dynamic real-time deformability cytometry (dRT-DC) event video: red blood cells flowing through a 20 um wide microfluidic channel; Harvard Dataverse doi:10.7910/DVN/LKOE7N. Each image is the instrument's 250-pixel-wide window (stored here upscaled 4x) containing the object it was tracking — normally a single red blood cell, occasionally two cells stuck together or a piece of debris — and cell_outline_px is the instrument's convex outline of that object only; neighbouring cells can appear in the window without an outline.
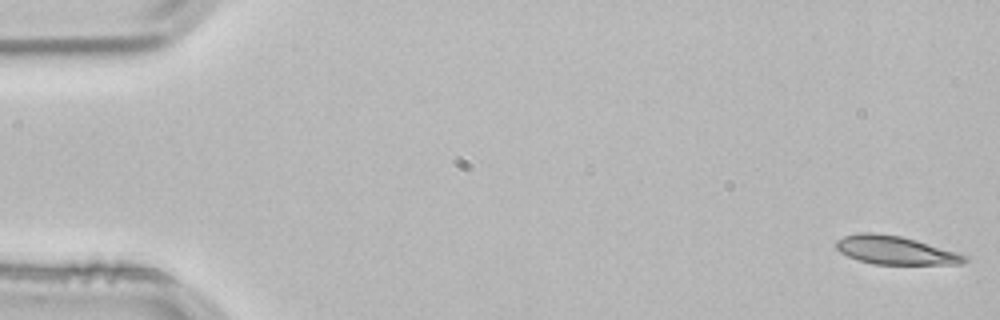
{"species": "common noctule bat (a hibernating species)", "species_latin": "Nyctalus noctula", "temperature_condition": "room temperature", "stored_images_in_passage": 53, "camera_frame_rate_fps": 3000, "um_per_image_px": 0.085, "animal": {"sex": "male", "body_mass_g": 21.5, "forearm_length_mm": 52.0}, "frame": {"image": 1, "passage_image": 1, "time_ms": 0.0, "image_size_px": [1000, 320], "cell_outline_px": [[968, 260], [964, 264], [872, 264], [848, 256], [840, 252], [836, 248], [836, 240], [844, 236], [860, 232], [876, 232], [900, 236], [916, 240], [956, 252], [968, 256]], "centroid_in_image_um": [76.09, 21.26], "position_along_channel_um": 8.9, "area_um2": 21.21}}
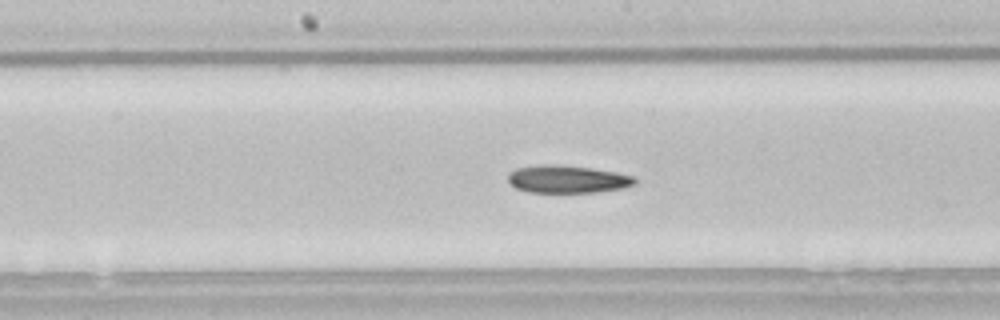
{"frame": {"image": 2, "passage_image": 27, "time_ms": 8.667, "image_size_px": [1000, 320], "cell_outline_px": [[636, 184], [620, 188], [596, 192], [528, 192], [516, 188], [508, 180], [508, 172], [516, 168], [536, 164], [556, 164], [592, 168], [616, 172], [632, 176], [636, 180]], "centroid_in_image_um": [48.18, 15.21], "position_along_channel_um": 200.0, "area_um2": 20.46}}
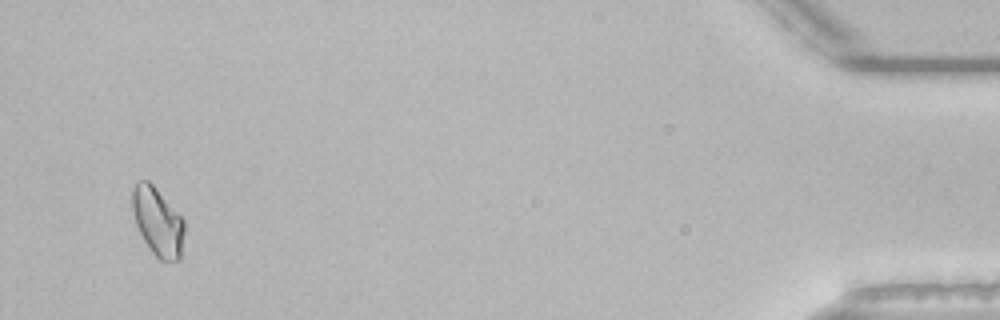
{"frame": {"image": 3, "passage_image": 51, "time_ms": 16.667, "image_size_px": [1000, 320], "cell_outline_px": [[184, 232], [180, 260], [160, 260], [152, 252], [144, 240], [136, 224], [132, 212], [132, 188], [140, 180], [148, 180], [152, 184], [184, 220]], "centroid_in_image_um": [13.39, 18.84], "position_along_channel_um": 421.8, "area_um2": 20.4}, "authors_computed_cell_mechanics": {"area_um2": 20.7502, "velocity_mm_per_s": 3.8096, "shape_relaxation_time_tau1_ms": 8.6738, "shape_relaxation_time_tau2_ms": null, "deformation_change_tau1": 0.1534, "deformation_change_tau2": null}}